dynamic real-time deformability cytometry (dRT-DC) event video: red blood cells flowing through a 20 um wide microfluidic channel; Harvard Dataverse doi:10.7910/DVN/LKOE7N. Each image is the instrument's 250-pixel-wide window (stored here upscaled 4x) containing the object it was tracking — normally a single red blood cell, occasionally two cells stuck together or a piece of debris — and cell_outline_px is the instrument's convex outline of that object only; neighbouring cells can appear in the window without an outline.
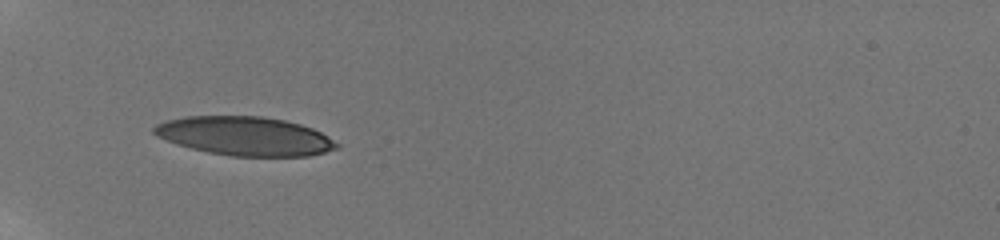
{"species": "human", "species_latin": "Homo sapiens", "temperature_condition": "room temperature", "stored_images_in_passage": 6, "camera_frame_rate_fps": 3000, "um_per_image_px": 0.085, "donor": {"sex": "male"}, "frame": {"image": 1, "passage_image": 1, "time_ms": 0.0, "image_size_px": [1000, 240], "cell_outline_px": [[340, 148], [308, 156], [232, 156], [208, 152], [176, 144], [156, 136], [152, 132], [152, 128], [156, 124], [168, 120], [184, 116], [264, 116], [284, 120], [300, 124], [312, 128], [320, 132], [340, 144]], "centroid_in_image_um": [20.81, 11.56], "position_along_channel_um": 64.2, "area_um2": 41.38}}
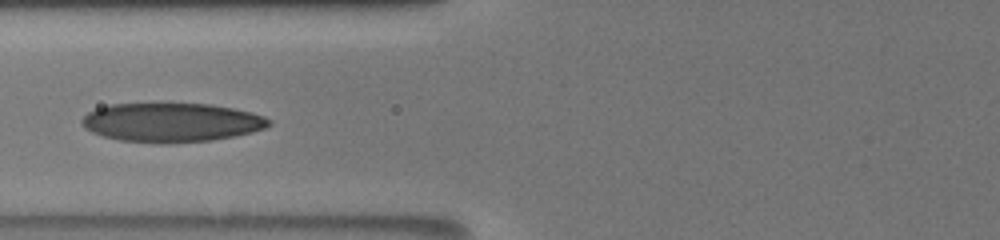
{"frame": {"image": 2, "passage_image": 3, "time_ms": 1.667, "image_size_px": [1000, 240], "cell_outline_px": [[272, 124], [264, 128], [252, 132], [236, 136], [212, 140], [168, 144], [160, 144], [120, 140], [104, 136], [92, 132], [84, 128], [80, 124], [80, 120], [88, 112], [96, 108], [112, 104], [160, 100], [212, 104], [252, 112], [264, 116], [272, 120]], "centroid_in_image_um": [14.56, 10.36], "position_along_channel_um": 111.2, "area_um2": 44.27}}